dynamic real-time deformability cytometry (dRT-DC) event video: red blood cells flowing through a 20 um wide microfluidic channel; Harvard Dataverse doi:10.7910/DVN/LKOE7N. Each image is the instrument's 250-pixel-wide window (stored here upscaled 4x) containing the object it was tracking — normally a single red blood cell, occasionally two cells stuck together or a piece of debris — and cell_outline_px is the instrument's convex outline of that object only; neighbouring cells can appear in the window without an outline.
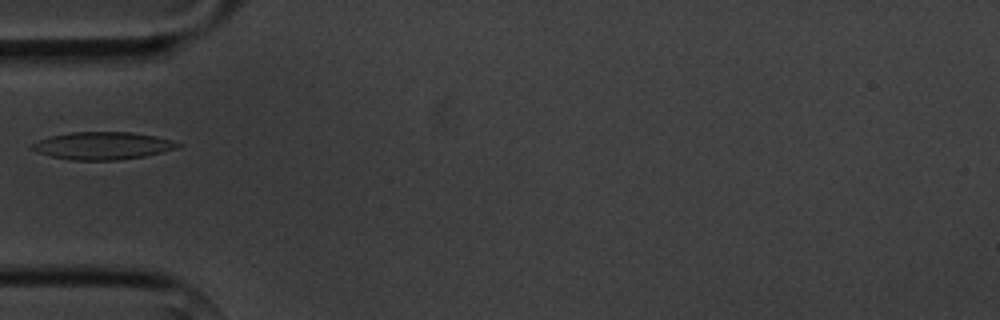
{"species": "common noctule bat (a hibernating species)", "species_latin": "Nyctalus noctula", "temperature_condition": "cold", "stored_images_in_passage": 3, "camera_frame_rate_fps": 3000, "um_per_image_px": 0.085, "animal": {"sex": "male", "body_mass_g": 20.1, "forearm_length_mm": 53.5}, "frame": {"image": 1, "passage_image": 3, "time_ms": 2.333, "image_size_px": [1000, 320], "cell_outline_px": [[180, 144], [176, 148], [164, 152], [144, 156], [120, 160], [72, 160], [52, 156], [36, 152], [28, 148], [28, 144], [48, 136], [68, 132], [132, 132], [156, 136], [172, 140]], "centroid_in_image_um": [8.65, 12.38], "position_along_channel_um": 76.3, "area_um2": 23.64}}